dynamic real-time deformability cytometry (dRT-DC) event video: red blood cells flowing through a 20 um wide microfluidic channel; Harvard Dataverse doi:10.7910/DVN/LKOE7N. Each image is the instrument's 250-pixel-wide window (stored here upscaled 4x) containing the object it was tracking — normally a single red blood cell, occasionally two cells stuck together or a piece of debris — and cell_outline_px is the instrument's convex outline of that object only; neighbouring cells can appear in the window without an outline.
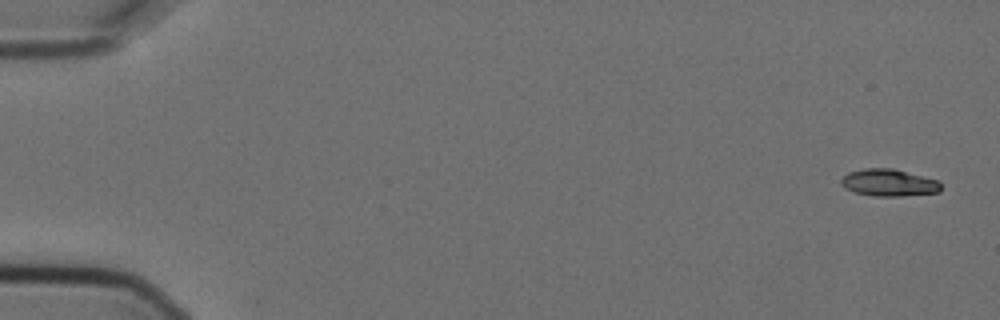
{"species": "Egyptian fruit bat (a non-hibernating species)", "species_latin": "Rousettus aegyptiacus", "temperature_condition": "cold", "stored_images_in_passage": 6, "camera_frame_rate_fps": 3000, "um_per_image_px": 0.085, "animal": {"sex": "female"}, "frame": {"image": 1, "passage_image": 1, "time_ms": 0.0, "image_size_px": [1000, 320], "cell_outline_px": [[940, 192], [900, 196], [876, 196], [856, 192], [844, 188], [840, 184], [840, 180], [848, 172], [864, 168], [892, 168], [936, 180], [940, 184]], "centroid_in_image_um": [75.5, 15.52], "position_along_channel_um": 9.5, "area_um2": 15.55}}
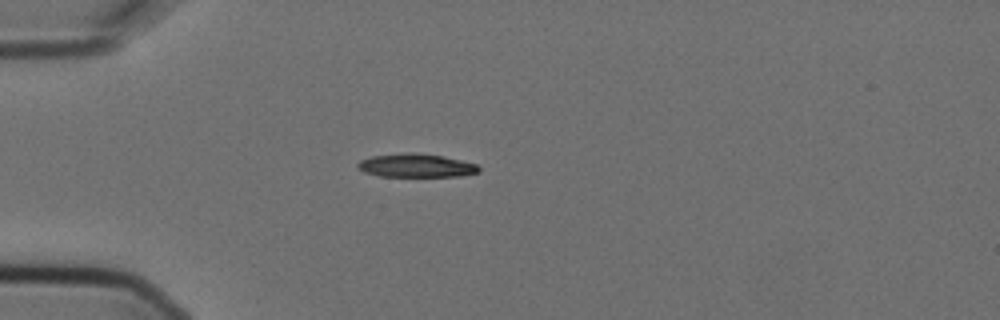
{"frame": {"image": 2, "passage_image": 5, "time_ms": 1.333, "image_size_px": [1000, 320], "cell_outline_px": [[480, 172], [460, 176], [380, 176], [364, 172], [356, 168], [356, 164], [360, 160], [372, 156], [408, 152], [412, 152], [444, 156], [476, 164], [480, 168]], "centroid_in_image_um": [35.35, 14.07], "position_along_channel_um": 49.7, "area_um2": 16.59}}